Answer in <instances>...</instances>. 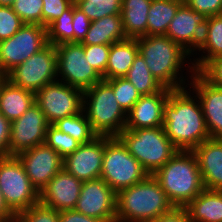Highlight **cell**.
Here are the masks:
<instances>
[{"label": "cell", "instance_id": "obj_1", "mask_svg": "<svg viewBox=\"0 0 222 222\" xmlns=\"http://www.w3.org/2000/svg\"><path fill=\"white\" fill-rule=\"evenodd\" d=\"M163 128L178 150L192 151L210 138L199 99L188 87L169 93Z\"/></svg>", "mask_w": 222, "mask_h": 222}, {"label": "cell", "instance_id": "obj_2", "mask_svg": "<svg viewBox=\"0 0 222 222\" xmlns=\"http://www.w3.org/2000/svg\"><path fill=\"white\" fill-rule=\"evenodd\" d=\"M136 39L139 53L147 67L164 87L177 90L188 86L195 73L188 52L166 35L141 36Z\"/></svg>", "mask_w": 222, "mask_h": 222}, {"label": "cell", "instance_id": "obj_3", "mask_svg": "<svg viewBox=\"0 0 222 222\" xmlns=\"http://www.w3.org/2000/svg\"><path fill=\"white\" fill-rule=\"evenodd\" d=\"M116 200V222H152L174 209L153 175L119 191Z\"/></svg>", "mask_w": 222, "mask_h": 222}, {"label": "cell", "instance_id": "obj_4", "mask_svg": "<svg viewBox=\"0 0 222 222\" xmlns=\"http://www.w3.org/2000/svg\"><path fill=\"white\" fill-rule=\"evenodd\" d=\"M153 177L174 208H185L205 189L197 158L192 151L178 150Z\"/></svg>", "mask_w": 222, "mask_h": 222}, {"label": "cell", "instance_id": "obj_5", "mask_svg": "<svg viewBox=\"0 0 222 222\" xmlns=\"http://www.w3.org/2000/svg\"><path fill=\"white\" fill-rule=\"evenodd\" d=\"M117 138L149 175L162 168L178 151L163 126L124 129Z\"/></svg>", "mask_w": 222, "mask_h": 222}, {"label": "cell", "instance_id": "obj_6", "mask_svg": "<svg viewBox=\"0 0 222 222\" xmlns=\"http://www.w3.org/2000/svg\"><path fill=\"white\" fill-rule=\"evenodd\" d=\"M83 111L97 136L117 137L125 129L127 114L105 80L84 91Z\"/></svg>", "mask_w": 222, "mask_h": 222}, {"label": "cell", "instance_id": "obj_7", "mask_svg": "<svg viewBox=\"0 0 222 222\" xmlns=\"http://www.w3.org/2000/svg\"><path fill=\"white\" fill-rule=\"evenodd\" d=\"M148 175L117 137L105 136L100 178L116 193L143 181Z\"/></svg>", "mask_w": 222, "mask_h": 222}, {"label": "cell", "instance_id": "obj_8", "mask_svg": "<svg viewBox=\"0 0 222 222\" xmlns=\"http://www.w3.org/2000/svg\"><path fill=\"white\" fill-rule=\"evenodd\" d=\"M0 188L8 208L16 216L39 202V192L17 156L0 158Z\"/></svg>", "mask_w": 222, "mask_h": 222}, {"label": "cell", "instance_id": "obj_9", "mask_svg": "<svg viewBox=\"0 0 222 222\" xmlns=\"http://www.w3.org/2000/svg\"><path fill=\"white\" fill-rule=\"evenodd\" d=\"M57 66L55 45L48 43L4 77L12 84L36 93L47 84L57 81Z\"/></svg>", "mask_w": 222, "mask_h": 222}, {"label": "cell", "instance_id": "obj_10", "mask_svg": "<svg viewBox=\"0 0 222 222\" xmlns=\"http://www.w3.org/2000/svg\"><path fill=\"white\" fill-rule=\"evenodd\" d=\"M57 80L83 91L103 80L85 58L82 43L71 42L55 46Z\"/></svg>", "mask_w": 222, "mask_h": 222}, {"label": "cell", "instance_id": "obj_11", "mask_svg": "<svg viewBox=\"0 0 222 222\" xmlns=\"http://www.w3.org/2000/svg\"><path fill=\"white\" fill-rule=\"evenodd\" d=\"M47 44V28L24 24L12 37L0 42V72L5 76Z\"/></svg>", "mask_w": 222, "mask_h": 222}, {"label": "cell", "instance_id": "obj_12", "mask_svg": "<svg viewBox=\"0 0 222 222\" xmlns=\"http://www.w3.org/2000/svg\"><path fill=\"white\" fill-rule=\"evenodd\" d=\"M84 91L60 81L47 84L35 93V103L50 125L83 111Z\"/></svg>", "mask_w": 222, "mask_h": 222}, {"label": "cell", "instance_id": "obj_13", "mask_svg": "<svg viewBox=\"0 0 222 222\" xmlns=\"http://www.w3.org/2000/svg\"><path fill=\"white\" fill-rule=\"evenodd\" d=\"M49 125L39 106L32 104L20 118L11 122L9 156H17L23 151L44 144Z\"/></svg>", "mask_w": 222, "mask_h": 222}, {"label": "cell", "instance_id": "obj_14", "mask_svg": "<svg viewBox=\"0 0 222 222\" xmlns=\"http://www.w3.org/2000/svg\"><path fill=\"white\" fill-rule=\"evenodd\" d=\"M117 193L101 178L84 181L74 210L102 222H116Z\"/></svg>", "mask_w": 222, "mask_h": 222}, {"label": "cell", "instance_id": "obj_15", "mask_svg": "<svg viewBox=\"0 0 222 222\" xmlns=\"http://www.w3.org/2000/svg\"><path fill=\"white\" fill-rule=\"evenodd\" d=\"M17 157L39 193L63 169L64 158L46 143L23 151Z\"/></svg>", "mask_w": 222, "mask_h": 222}, {"label": "cell", "instance_id": "obj_16", "mask_svg": "<svg viewBox=\"0 0 222 222\" xmlns=\"http://www.w3.org/2000/svg\"><path fill=\"white\" fill-rule=\"evenodd\" d=\"M207 18L184 2L171 20L165 35L192 56L201 43Z\"/></svg>", "mask_w": 222, "mask_h": 222}, {"label": "cell", "instance_id": "obj_17", "mask_svg": "<svg viewBox=\"0 0 222 222\" xmlns=\"http://www.w3.org/2000/svg\"><path fill=\"white\" fill-rule=\"evenodd\" d=\"M104 151L105 136H97L67 155L63 161V168L83 182L98 179L101 175Z\"/></svg>", "mask_w": 222, "mask_h": 222}, {"label": "cell", "instance_id": "obj_18", "mask_svg": "<svg viewBox=\"0 0 222 222\" xmlns=\"http://www.w3.org/2000/svg\"><path fill=\"white\" fill-rule=\"evenodd\" d=\"M199 99L210 138L222 139V88L195 72L187 86Z\"/></svg>", "mask_w": 222, "mask_h": 222}, {"label": "cell", "instance_id": "obj_19", "mask_svg": "<svg viewBox=\"0 0 222 222\" xmlns=\"http://www.w3.org/2000/svg\"><path fill=\"white\" fill-rule=\"evenodd\" d=\"M83 181L75 178L64 168L39 193V202L56 211L75 208Z\"/></svg>", "mask_w": 222, "mask_h": 222}, {"label": "cell", "instance_id": "obj_20", "mask_svg": "<svg viewBox=\"0 0 222 222\" xmlns=\"http://www.w3.org/2000/svg\"><path fill=\"white\" fill-rule=\"evenodd\" d=\"M171 91L164 87L158 93L141 96L127 113L125 129L163 126L164 105L168 101Z\"/></svg>", "mask_w": 222, "mask_h": 222}, {"label": "cell", "instance_id": "obj_21", "mask_svg": "<svg viewBox=\"0 0 222 222\" xmlns=\"http://www.w3.org/2000/svg\"><path fill=\"white\" fill-rule=\"evenodd\" d=\"M205 189L222 190V139L209 138L192 150Z\"/></svg>", "mask_w": 222, "mask_h": 222}, {"label": "cell", "instance_id": "obj_22", "mask_svg": "<svg viewBox=\"0 0 222 222\" xmlns=\"http://www.w3.org/2000/svg\"><path fill=\"white\" fill-rule=\"evenodd\" d=\"M219 56H222V14L206 20L201 43L191 56L195 72H199L211 59Z\"/></svg>", "mask_w": 222, "mask_h": 222}, {"label": "cell", "instance_id": "obj_23", "mask_svg": "<svg viewBox=\"0 0 222 222\" xmlns=\"http://www.w3.org/2000/svg\"><path fill=\"white\" fill-rule=\"evenodd\" d=\"M34 103V92L12 84L5 77L1 80L0 113L10 122L20 118Z\"/></svg>", "mask_w": 222, "mask_h": 222}, {"label": "cell", "instance_id": "obj_24", "mask_svg": "<svg viewBox=\"0 0 222 222\" xmlns=\"http://www.w3.org/2000/svg\"><path fill=\"white\" fill-rule=\"evenodd\" d=\"M184 209L190 222H222V190L204 189Z\"/></svg>", "mask_w": 222, "mask_h": 222}, {"label": "cell", "instance_id": "obj_25", "mask_svg": "<svg viewBox=\"0 0 222 222\" xmlns=\"http://www.w3.org/2000/svg\"><path fill=\"white\" fill-rule=\"evenodd\" d=\"M126 38L121 14L108 15L91 21L86 37L81 43L83 45H111Z\"/></svg>", "mask_w": 222, "mask_h": 222}, {"label": "cell", "instance_id": "obj_26", "mask_svg": "<svg viewBox=\"0 0 222 222\" xmlns=\"http://www.w3.org/2000/svg\"><path fill=\"white\" fill-rule=\"evenodd\" d=\"M139 53L136 38H126L110 46V53L105 71V80L124 77Z\"/></svg>", "mask_w": 222, "mask_h": 222}, {"label": "cell", "instance_id": "obj_27", "mask_svg": "<svg viewBox=\"0 0 222 222\" xmlns=\"http://www.w3.org/2000/svg\"><path fill=\"white\" fill-rule=\"evenodd\" d=\"M152 0H122L121 18L127 38L147 36V17Z\"/></svg>", "mask_w": 222, "mask_h": 222}, {"label": "cell", "instance_id": "obj_28", "mask_svg": "<svg viewBox=\"0 0 222 222\" xmlns=\"http://www.w3.org/2000/svg\"><path fill=\"white\" fill-rule=\"evenodd\" d=\"M183 3L180 0H152L147 17V36L165 35Z\"/></svg>", "mask_w": 222, "mask_h": 222}, {"label": "cell", "instance_id": "obj_29", "mask_svg": "<svg viewBox=\"0 0 222 222\" xmlns=\"http://www.w3.org/2000/svg\"><path fill=\"white\" fill-rule=\"evenodd\" d=\"M124 77L133 84L141 96L158 93L164 88L152 75L140 53L136 55L132 66Z\"/></svg>", "mask_w": 222, "mask_h": 222}, {"label": "cell", "instance_id": "obj_30", "mask_svg": "<svg viewBox=\"0 0 222 222\" xmlns=\"http://www.w3.org/2000/svg\"><path fill=\"white\" fill-rule=\"evenodd\" d=\"M52 125L63 133L70 135L81 144L89 143L97 137L93 132L84 111L57 120Z\"/></svg>", "mask_w": 222, "mask_h": 222}, {"label": "cell", "instance_id": "obj_31", "mask_svg": "<svg viewBox=\"0 0 222 222\" xmlns=\"http://www.w3.org/2000/svg\"><path fill=\"white\" fill-rule=\"evenodd\" d=\"M73 4L47 27V41L55 46L74 42Z\"/></svg>", "mask_w": 222, "mask_h": 222}, {"label": "cell", "instance_id": "obj_32", "mask_svg": "<svg viewBox=\"0 0 222 222\" xmlns=\"http://www.w3.org/2000/svg\"><path fill=\"white\" fill-rule=\"evenodd\" d=\"M122 0H78L75 5L90 21L121 14Z\"/></svg>", "mask_w": 222, "mask_h": 222}, {"label": "cell", "instance_id": "obj_33", "mask_svg": "<svg viewBox=\"0 0 222 222\" xmlns=\"http://www.w3.org/2000/svg\"><path fill=\"white\" fill-rule=\"evenodd\" d=\"M105 81L112 87L116 101L127 114L140 99L141 94L125 77H117Z\"/></svg>", "mask_w": 222, "mask_h": 222}, {"label": "cell", "instance_id": "obj_34", "mask_svg": "<svg viewBox=\"0 0 222 222\" xmlns=\"http://www.w3.org/2000/svg\"><path fill=\"white\" fill-rule=\"evenodd\" d=\"M45 143L57 151L63 158L72 154L81 145L80 142L58 130L53 125L48 126Z\"/></svg>", "mask_w": 222, "mask_h": 222}, {"label": "cell", "instance_id": "obj_35", "mask_svg": "<svg viewBox=\"0 0 222 222\" xmlns=\"http://www.w3.org/2000/svg\"><path fill=\"white\" fill-rule=\"evenodd\" d=\"M11 7L25 24L42 25L43 0H15Z\"/></svg>", "mask_w": 222, "mask_h": 222}, {"label": "cell", "instance_id": "obj_36", "mask_svg": "<svg viewBox=\"0 0 222 222\" xmlns=\"http://www.w3.org/2000/svg\"><path fill=\"white\" fill-rule=\"evenodd\" d=\"M59 211L38 202L16 216V222H59Z\"/></svg>", "mask_w": 222, "mask_h": 222}, {"label": "cell", "instance_id": "obj_37", "mask_svg": "<svg viewBox=\"0 0 222 222\" xmlns=\"http://www.w3.org/2000/svg\"><path fill=\"white\" fill-rule=\"evenodd\" d=\"M85 51V58L88 63L99 73L105 80V71L107 68L110 46L105 44L98 45H83Z\"/></svg>", "mask_w": 222, "mask_h": 222}, {"label": "cell", "instance_id": "obj_38", "mask_svg": "<svg viewBox=\"0 0 222 222\" xmlns=\"http://www.w3.org/2000/svg\"><path fill=\"white\" fill-rule=\"evenodd\" d=\"M25 23L10 6H0V42L12 37Z\"/></svg>", "mask_w": 222, "mask_h": 222}, {"label": "cell", "instance_id": "obj_39", "mask_svg": "<svg viewBox=\"0 0 222 222\" xmlns=\"http://www.w3.org/2000/svg\"><path fill=\"white\" fill-rule=\"evenodd\" d=\"M72 4V0H43L42 26L47 28Z\"/></svg>", "mask_w": 222, "mask_h": 222}, {"label": "cell", "instance_id": "obj_40", "mask_svg": "<svg viewBox=\"0 0 222 222\" xmlns=\"http://www.w3.org/2000/svg\"><path fill=\"white\" fill-rule=\"evenodd\" d=\"M199 73L210 84L222 88V56L211 59Z\"/></svg>", "mask_w": 222, "mask_h": 222}, {"label": "cell", "instance_id": "obj_41", "mask_svg": "<svg viewBox=\"0 0 222 222\" xmlns=\"http://www.w3.org/2000/svg\"><path fill=\"white\" fill-rule=\"evenodd\" d=\"M91 21L86 14L78 9L73 3V20L72 26L74 30V42L81 43L86 37Z\"/></svg>", "mask_w": 222, "mask_h": 222}, {"label": "cell", "instance_id": "obj_42", "mask_svg": "<svg viewBox=\"0 0 222 222\" xmlns=\"http://www.w3.org/2000/svg\"><path fill=\"white\" fill-rule=\"evenodd\" d=\"M185 3L194 11L206 17L222 14V0H186Z\"/></svg>", "mask_w": 222, "mask_h": 222}, {"label": "cell", "instance_id": "obj_43", "mask_svg": "<svg viewBox=\"0 0 222 222\" xmlns=\"http://www.w3.org/2000/svg\"><path fill=\"white\" fill-rule=\"evenodd\" d=\"M11 122L0 113V158L9 156Z\"/></svg>", "mask_w": 222, "mask_h": 222}, {"label": "cell", "instance_id": "obj_44", "mask_svg": "<svg viewBox=\"0 0 222 222\" xmlns=\"http://www.w3.org/2000/svg\"><path fill=\"white\" fill-rule=\"evenodd\" d=\"M59 213V222H102L97 218L81 214L74 209L59 211Z\"/></svg>", "mask_w": 222, "mask_h": 222}, {"label": "cell", "instance_id": "obj_45", "mask_svg": "<svg viewBox=\"0 0 222 222\" xmlns=\"http://www.w3.org/2000/svg\"><path fill=\"white\" fill-rule=\"evenodd\" d=\"M152 222H190L184 208H174L170 213L159 216Z\"/></svg>", "mask_w": 222, "mask_h": 222}, {"label": "cell", "instance_id": "obj_46", "mask_svg": "<svg viewBox=\"0 0 222 222\" xmlns=\"http://www.w3.org/2000/svg\"><path fill=\"white\" fill-rule=\"evenodd\" d=\"M0 222H16V215L8 208L0 188Z\"/></svg>", "mask_w": 222, "mask_h": 222}, {"label": "cell", "instance_id": "obj_47", "mask_svg": "<svg viewBox=\"0 0 222 222\" xmlns=\"http://www.w3.org/2000/svg\"><path fill=\"white\" fill-rule=\"evenodd\" d=\"M15 0H0V6H12Z\"/></svg>", "mask_w": 222, "mask_h": 222}, {"label": "cell", "instance_id": "obj_48", "mask_svg": "<svg viewBox=\"0 0 222 222\" xmlns=\"http://www.w3.org/2000/svg\"><path fill=\"white\" fill-rule=\"evenodd\" d=\"M4 78V75L0 72V82Z\"/></svg>", "mask_w": 222, "mask_h": 222}]
</instances>
